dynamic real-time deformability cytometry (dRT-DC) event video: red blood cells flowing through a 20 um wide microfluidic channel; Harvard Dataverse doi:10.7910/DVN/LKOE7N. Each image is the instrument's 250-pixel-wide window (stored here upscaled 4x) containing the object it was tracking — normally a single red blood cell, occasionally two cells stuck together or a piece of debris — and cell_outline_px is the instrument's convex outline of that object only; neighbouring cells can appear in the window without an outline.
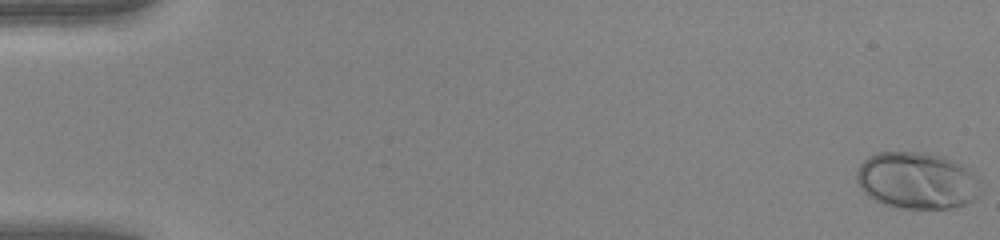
{"species": "human", "species_latin": "Homo sapiens", "temperature_condition": "warm", "stored_images_in_passage": 50, "camera_frame_rate_fps": 3000, "um_per_image_px": 0.085, "donor": {"sex": "female"}, "frame": {"image": 1, "passage_image": 1, "time_ms": 0.0, "image_size_px": [1000, 240], "cell_outline_px": [[984, 192], [976, 200], [964, 204], [948, 208], [904, 208], [884, 204], [868, 196], [860, 188], [856, 180], [856, 172], [860, 164], [868, 156], [876, 152], [920, 152], [940, 156], [956, 160], [980, 176], [984, 180]], "centroid_in_image_um": [78.04, 15.34], "position_along_channel_um": 7.0, "area_um2": 41.96}}
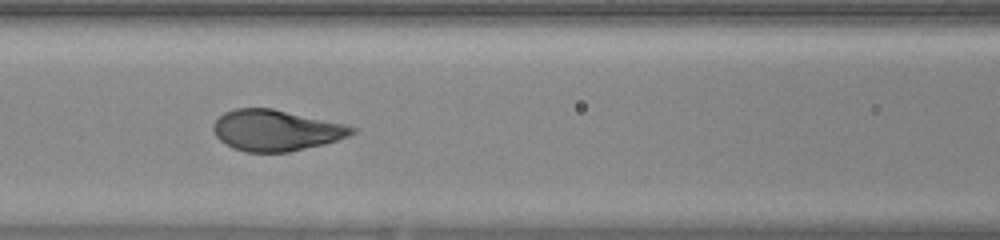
{"frame": {"image": 2, "passage_image": 23, "time_ms": 7.333, "image_size_px": [1000, 240], "cell_outline_px": [[356, 132], [348, 136], [324, 144], [288, 152], [244, 152], [232, 148], [224, 144], [212, 132], [212, 124], [224, 112], [236, 108], [272, 108], [344, 124], [356, 128]], "centroid_in_image_um": [23.4, 11.08], "position_along_channel_um": 143.2, "area_um2": 33.12}}
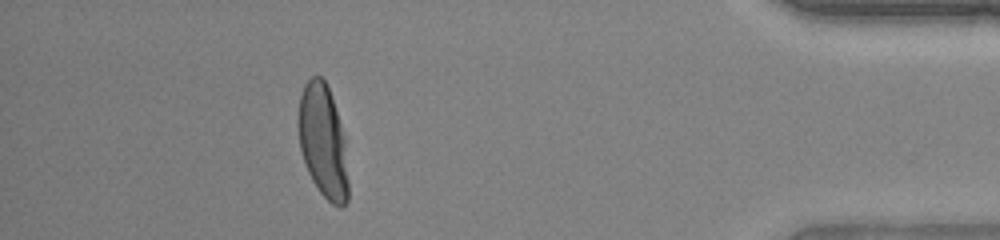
{"frame": {"image": 3, "passage_image": 45, "time_ms": 14.667, "image_size_px": [1000, 240], "cell_outline_px": [[348, 200], [340, 208], [332, 204], [320, 192], [312, 180], [308, 172], [300, 148], [296, 124], [300, 96], [304, 84], [312, 76], [320, 76], [324, 80], [328, 88], [344, 136], [348, 180]], "centroid_in_image_um": [27.43, 12.02], "position_along_channel_um": 407.8, "area_um2": 32.89}, "authors_computed_cell_mechanics": {"area_um2": 33.9864, "velocity_mm_per_s": 4.231, "shape_relaxation_time_tau1_ms": 2.9038, "shape_relaxation_time_tau2_ms": null, "deformation_change_tau1": 0.2038, "deformation_change_tau2": null}}